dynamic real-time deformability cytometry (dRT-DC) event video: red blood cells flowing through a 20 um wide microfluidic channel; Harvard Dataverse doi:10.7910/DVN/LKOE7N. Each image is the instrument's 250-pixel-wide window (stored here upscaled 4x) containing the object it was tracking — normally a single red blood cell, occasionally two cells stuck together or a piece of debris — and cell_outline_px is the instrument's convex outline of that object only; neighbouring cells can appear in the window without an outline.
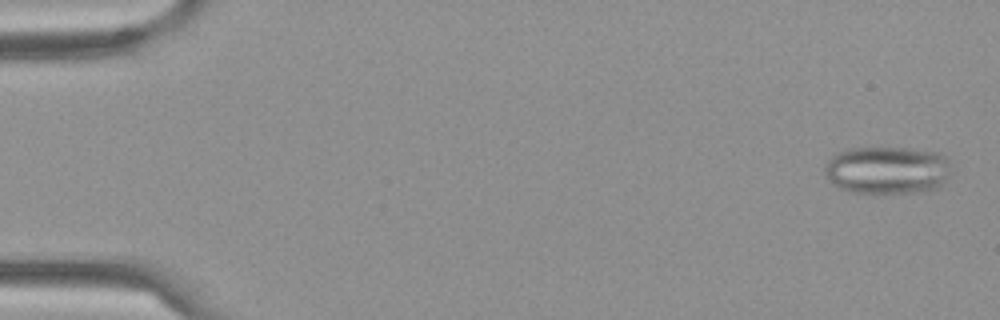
{"species": "Egyptian fruit bat (a non-hibernating species)", "species_latin": "Rousettus aegyptiacus", "temperature_condition": "cold", "stored_images_in_passage": 59, "camera_frame_rate_fps": 3000, "um_per_image_px": 0.085, "frame": {"image": 1, "passage_image": 2, "time_ms": 0.333, "image_size_px": [1000, 320], "cell_outline_px": [[948, 176], [936, 188], [920, 192], [852, 192], [840, 188], [824, 172], [824, 168], [828, 160], [836, 152], [848, 148], [912, 148], [936, 152], [944, 156], [948, 160]], "centroid_in_image_um": [75.4, 14.43], "position_along_channel_um": 9.6, "area_um2": 34.68}}
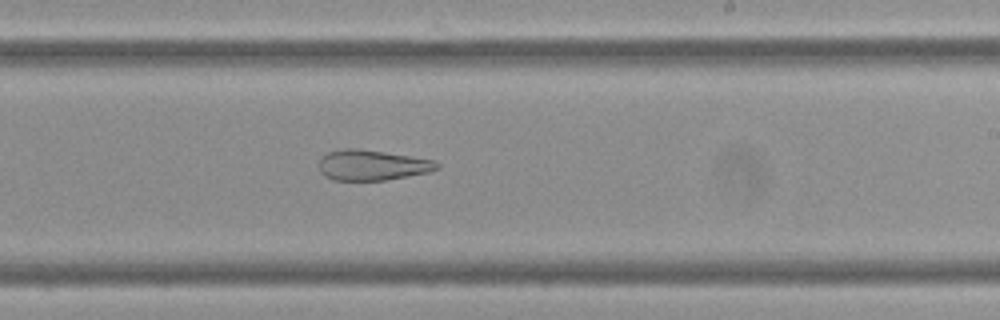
{"frame": {"image": 2, "passage_image": 36, "time_ms": 11.667, "image_size_px": [1000, 320], "cell_outline_px": [[440, 168], [432, 172], [384, 180], [332, 180], [324, 176], [320, 172], [320, 160], [328, 152], [344, 148], [356, 148], [384, 152], [432, 160], [440, 164]], "centroid_in_image_um": [31.64, 14.04], "position_along_channel_um": 257.4, "area_um2": 20.81}}
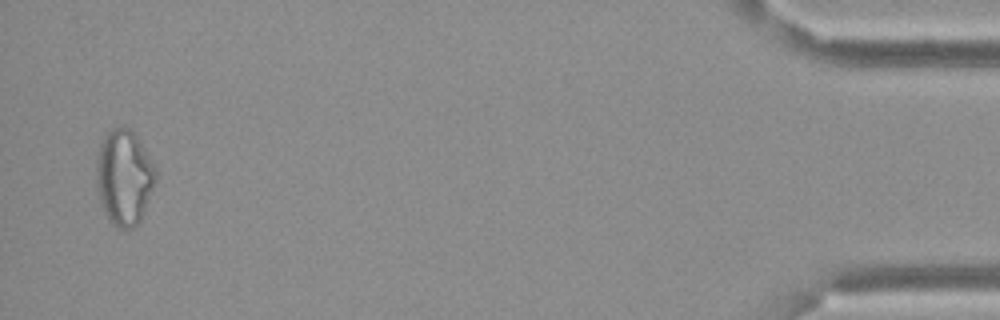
{"frame": {"image": 3, "passage_image": 58, "time_ms": 19.0, "image_size_px": [1000, 320], "cell_outline_px": [[156, 184], [140, 220], [132, 228], [120, 228], [112, 224], [108, 220], [100, 200], [96, 188], [96, 160], [100, 144], [104, 136], [112, 128], [128, 128], [136, 132], [156, 164]], "centroid_in_image_um": [10.58, 15.04], "position_along_channel_um": 424.6, "area_um2": 33.52}, "authors_computed_cell_mechanics": {"area_um2": 28.9578, "velocity_mm_per_s": 3.4108, "shape_relaxation_time_tau1_ms": null, "shape_relaxation_time_tau2_ms": 4.9899, "deformation_change_tau1": null, "deformation_change_tau2": 0.1602}}